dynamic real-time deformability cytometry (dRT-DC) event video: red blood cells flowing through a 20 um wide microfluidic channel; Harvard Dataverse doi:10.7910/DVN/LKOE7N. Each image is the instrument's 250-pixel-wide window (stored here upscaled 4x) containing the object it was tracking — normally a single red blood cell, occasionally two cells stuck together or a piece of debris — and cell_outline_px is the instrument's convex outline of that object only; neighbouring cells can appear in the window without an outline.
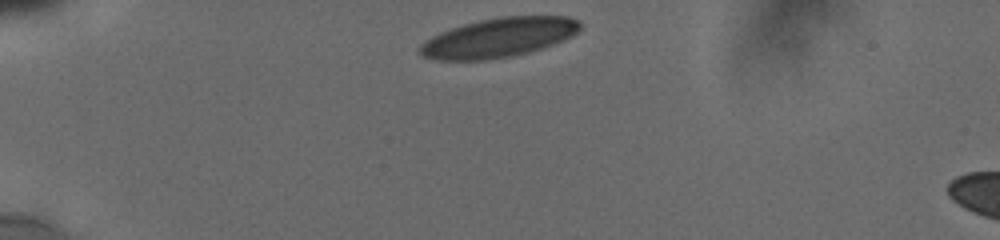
{"species": "human", "species_latin": "Homo sapiens", "temperature_condition": "cold", "stored_images_in_passage": 3, "camera_frame_rate_fps": 3000, "um_per_image_px": 0.085, "donor": {"sex": "male"}, "frame": {"image": 1, "passage_image": 1, "time_ms": 0.0, "image_size_px": [1000, 240], "cell_outline_px": [[580, 28], [576, 32], [552, 44], [540, 48], [512, 56], [484, 60], [436, 60], [424, 56], [420, 52], [420, 44], [424, 40], [440, 32], [464, 24], [480, 20], [500, 16], [568, 16], [580, 20]], "centroid_in_image_um": [42.35, 3.18], "position_along_channel_um": 42.6, "area_um2": 36.3}}